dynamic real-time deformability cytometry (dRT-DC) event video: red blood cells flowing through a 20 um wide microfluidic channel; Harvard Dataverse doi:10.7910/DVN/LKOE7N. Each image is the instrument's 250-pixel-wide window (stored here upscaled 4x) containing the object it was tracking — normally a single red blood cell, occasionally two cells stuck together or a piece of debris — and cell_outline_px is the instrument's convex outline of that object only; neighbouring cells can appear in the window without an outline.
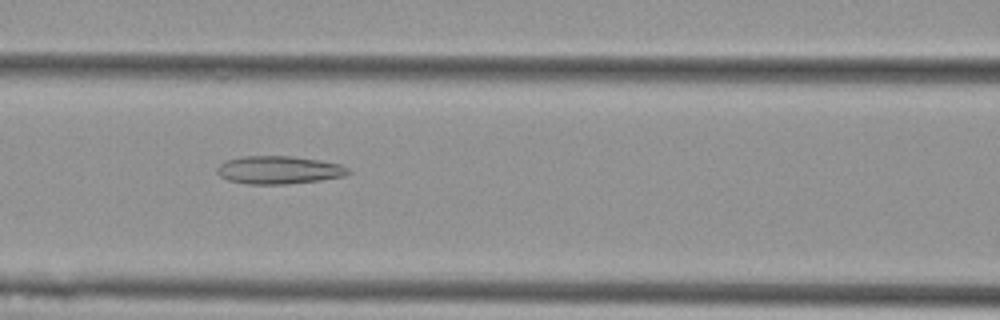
{"species": "Egyptian fruit bat (a non-hibernating species)", "species_latin": "Rousettus aegyptiacus", "temperature_condition": "cold", "stored_images_in_passage": 38, "camera_frame_rate_fps": 3000, "um_per_image_px": 0.085, "animal": {"sex": "female"}, "frame": {"image": 1, "passage_image": 20, "time_ms": 6.333, "image_size_px": [1000, 320], "cell_outline_px": [[352, 172], [344, 176], [320, 180], [284, 184], [248, 184], [228, 180], [220, 176], [216, 172], [216, 168], [224, 160], [240, 156], [292, 156], [320, 160], [340, 164], [348, 168]], "centroid_in_image_um": [23.68, 14.44], "position_along_channel_um": 142.9, "area_um2": 21.5}}
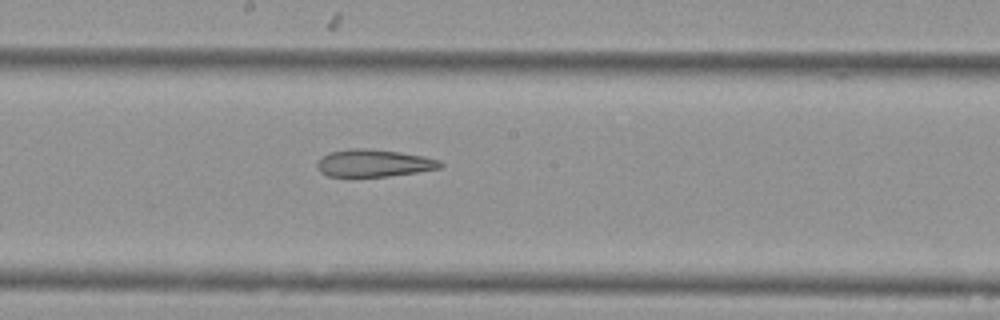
{"frame": {"image": 2, "passage_image": 26, "time_ms": 8.333, "image_size_px": [1000, 320], "cell_outline_px": [[444, 164], [440, 168], [416, 172], [388, 176], [328, 176], [320, 172], [316, 164], [316, 160], [320, 156], [328, 152], [348, 148], [368, 148], [400, 152], [424, 156], [440, 160]], "centroid_in_image_um": [31.73, 13.85], "position_along_channel_um": 216.5, "area_um2": 19.83}}
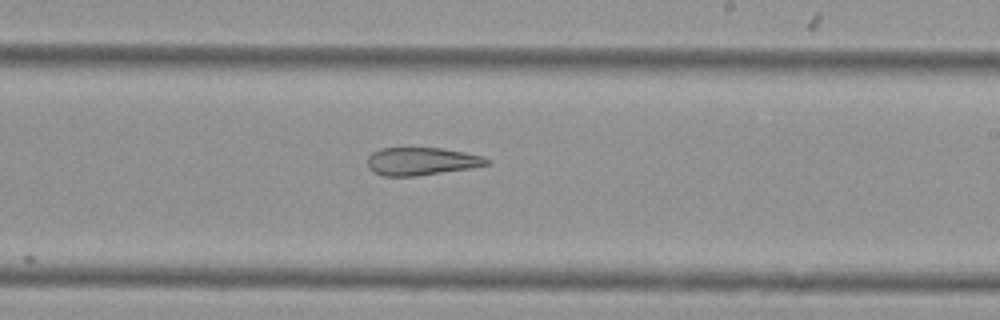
{"frame": {"image": 3, "passage_image": 29, "time_ms": 9.333, "image_size_px": [1000, 320], "cell_outline_px": [[488, 164], [472, 168], [416, 176], [384, 176], [372, 172], [368, 168], [368, 156], [372, 152], [380, 148], [404, 144], [440, 148], [464, 152], [484, 156], [488, 160]], "centroid_in_image_um": [35.75, 13.66], "position_along_channel_um": 253.3, "area_um2": 20.23}}